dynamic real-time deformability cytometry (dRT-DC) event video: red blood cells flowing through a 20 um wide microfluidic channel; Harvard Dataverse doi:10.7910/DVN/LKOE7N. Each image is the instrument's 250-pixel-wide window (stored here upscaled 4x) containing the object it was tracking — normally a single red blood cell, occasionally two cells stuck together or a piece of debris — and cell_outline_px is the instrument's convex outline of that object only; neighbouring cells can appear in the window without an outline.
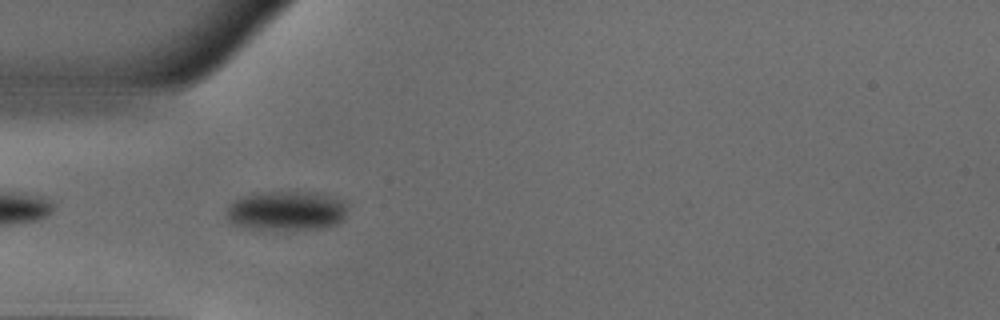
{"species": "common noctule bat (a hibernating species)", "species_latin": "Nyctalus noctula", "temperature_condition": "warm", "stored_images_in_passage": 4, "camera_frame_rate_fps": 3000, "um_per_image_px": 0.085, "animal": {"sex": "male", "body_mass_g": 18.8}, "frame": {"image": 1, "passage_image": 2, "time_ms": 0.333, "image_size_px": [1000, 320], "cell_outline_px": [[348, 208], [344, 220], [336, 224], [320, 228], [280, 232], [272, 232], [244, 228], [228, 220], [224, 216], [228, 204], [240, 196], [252, 192], [316, 192], [332, 196], [344, 200], [348, 204]], "centroid_in_image_um": [24.32, 17.94], "position_along_channel_um": 60.7, "area_um2": 29.3}}